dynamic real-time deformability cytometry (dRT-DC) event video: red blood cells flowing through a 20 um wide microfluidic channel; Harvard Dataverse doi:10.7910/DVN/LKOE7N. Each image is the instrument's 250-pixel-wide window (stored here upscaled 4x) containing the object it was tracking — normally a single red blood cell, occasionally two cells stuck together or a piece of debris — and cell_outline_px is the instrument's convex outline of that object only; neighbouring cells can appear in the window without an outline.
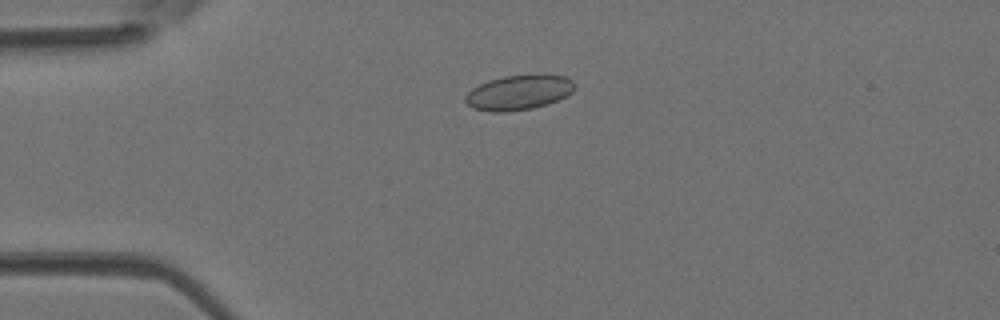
{"species": "Egyptian fruit bat (a non-hibernating species)", "species_latin": "Rousettus aegyptiacus", "temperature_condition": "room temperature", "stored_images_in_passage": 38, "camera_frame_rate_fps": 3000, "um_per_image_px": 0.085, "animal": {"sex": "female"}, "frame": {"image": 1, "passage_image": 4, "time_ms": 1.0, "image_size_px": [1000, 320], "cell_outline_px": [[576, 88], [572, 92], [548, 104], [532, 108], [508, 112], [492, 112], [472, 108], [464, 100], [464, 96], [472, 88], [488, 80], [504, 76], [544, 72], [548, 72], [564, 76], [572, 80], [576, 84]], "centroid_in_image_um": [44.12, 7.82], "position_along_channel_um": 40.9, "area_um2": 22.83}}
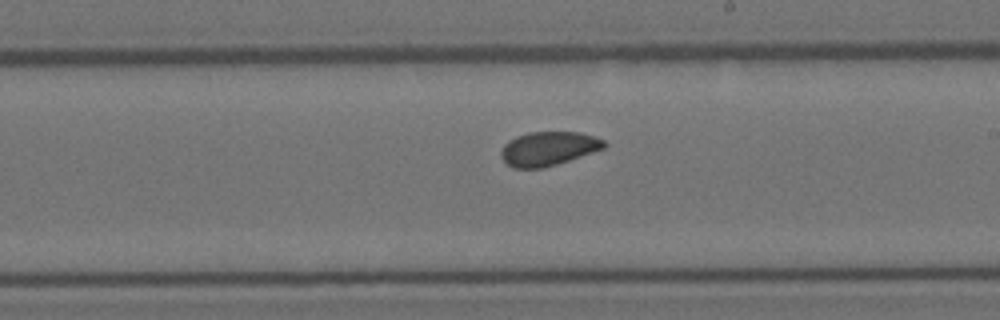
{"frame": {"image": 2, "passage_image": 19, "time_ms": 6.0, "image_size_px": [1000, 320], "cell_outline_px": [[608, 144], [604, 148], [544, 168], [512, 168], [500, 156], [500, 152], [504, 144], [508, 140], [516, 136], [528, 132], [580, 132], [604, 140]], "centroid_in_image_um": [46.58, 12.62], "position_along_channel_um": 242.4, "area_um2": 20.35}}
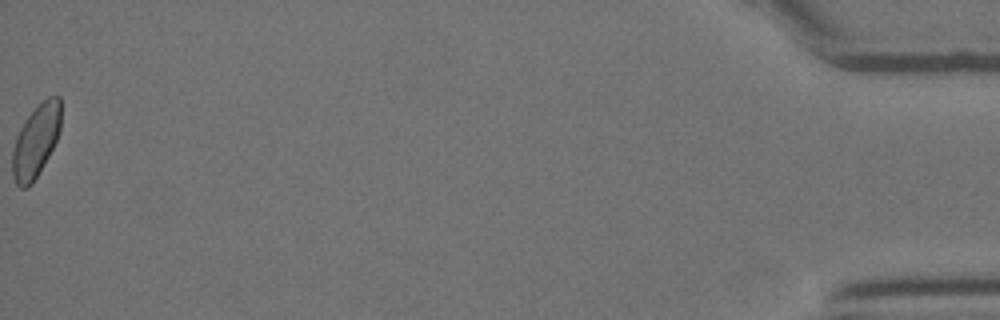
{"frame": {"image": 3, "passage_image": 38, "time_ms": 12.333, "image_size_px": [1000, 320], "cell_outline_px": [[60, 128], [56, 140], [48, 156], [32, 184], [24, 188], [20, 188], [16, 184], [12, 176], [12, 152], [16, 136], [24, 120], [48, 96], [60, 96]], "centroid_in_image_um": [3.02, 12.01], "position_along_channel_um": 432.2, "area_um2": 20.23}}